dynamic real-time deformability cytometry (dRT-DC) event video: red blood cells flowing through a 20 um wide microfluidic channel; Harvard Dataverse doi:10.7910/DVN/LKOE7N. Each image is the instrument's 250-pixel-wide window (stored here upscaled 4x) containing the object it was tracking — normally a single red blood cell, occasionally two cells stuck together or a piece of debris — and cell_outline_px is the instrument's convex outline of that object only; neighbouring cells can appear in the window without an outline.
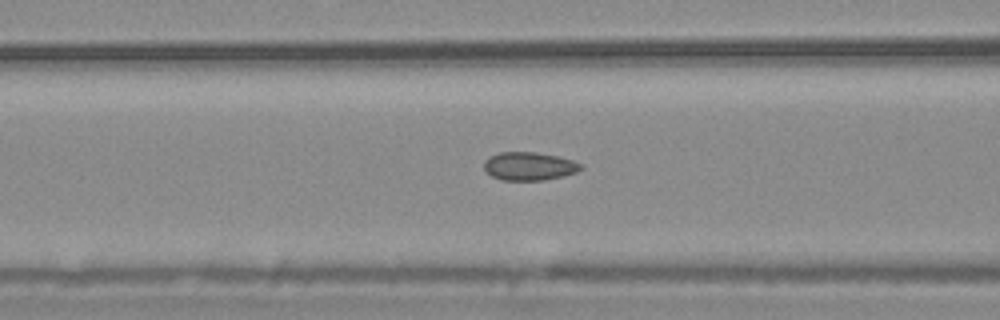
{"species": "common noctule bat (a hibernating species)", "species_latin": "Nyctalus noctula", "temperature_condition": "warm", "stored_images_in_passage": 55, "camera_frame_rate_fps": 3000, "um_per_image_px": 0.085, "animal": {"sex": "male", "body_mass_g": 20.4}, "frame": {"image": 1, "passage_image": 22, "time_ms": 7.0, "image_size_px": [1000, 320], "cell_outline_px": [[584, 168], [576, 172], [544, 180], [500, 180], [492, 176], [484, 168], [484, 160], [488, 156], [500, 152], [536, 152], [556, 156], [572, 160], [584, 164]], "centroid_in_image_um": [44.97, 14.12], "position_along_channel_um": 121.6, "area_um2": 15.95}}
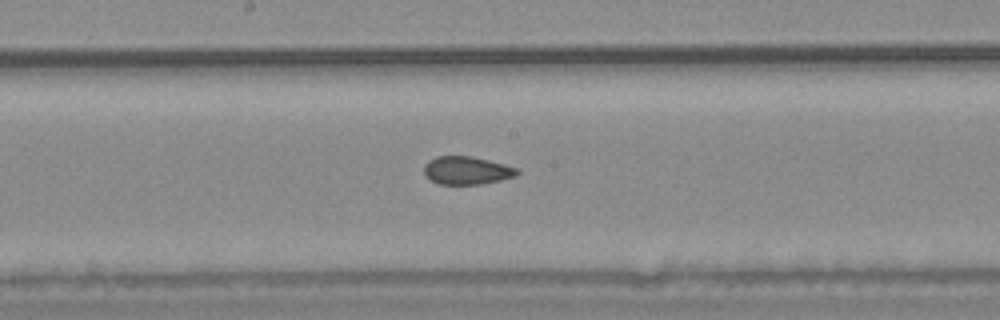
{"frame": {"image": 2, "passage_image": 29, "time_ms": 9.333, "image_size_px": [1000, 320], "cell_outline_px": [[520, 172], [516, 176], [500, 180], [480, 184], [440, 184], [432, 180], [424, 172], [424, 164], [428, 160], [436, 156], [468, 156], [488, 160], [520, 168]], "centroid_in_image_um": [39.7, 14.48], "position_along_channel_um": 208.5, "area_um2": 15.14}}
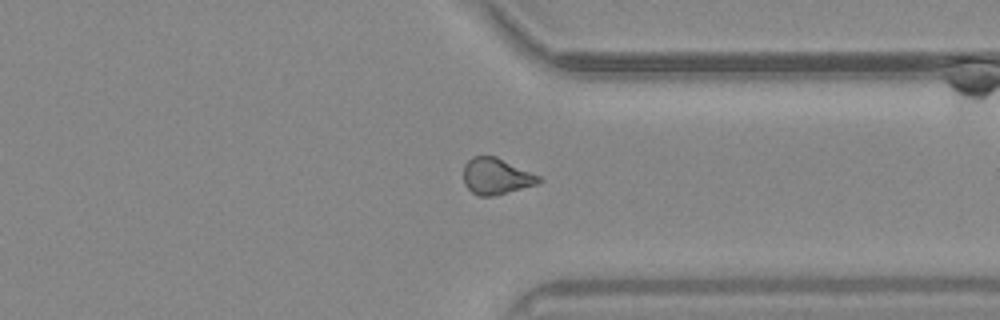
{"frame": {"image": 3, "passage_image": 42, "time_ms": 13.667, "image_size_px": [1000, 320], "cell_outline_px": [[544, 180], [536, 184], [496, 196], [480, 196], [472, 192], [464, 184], [464, 164], [472, 156], [496, 156], [540, 176]], "centroid_in_image_um": [42.18, 14.98], "position_along_channel_um": 369.2, "area_um2": 15.95}, "authors_computed_cell_mechanics": {"area_um2": 16.1262, "velocity_mm_per_s": 3.7313, "shape_relaxation_time_tau1_ms": null, "shape_relaxation_time_tau2_ms": 1.034, "deformation_change_tau1": null, "deformation_change_tau2": 0.0618}}